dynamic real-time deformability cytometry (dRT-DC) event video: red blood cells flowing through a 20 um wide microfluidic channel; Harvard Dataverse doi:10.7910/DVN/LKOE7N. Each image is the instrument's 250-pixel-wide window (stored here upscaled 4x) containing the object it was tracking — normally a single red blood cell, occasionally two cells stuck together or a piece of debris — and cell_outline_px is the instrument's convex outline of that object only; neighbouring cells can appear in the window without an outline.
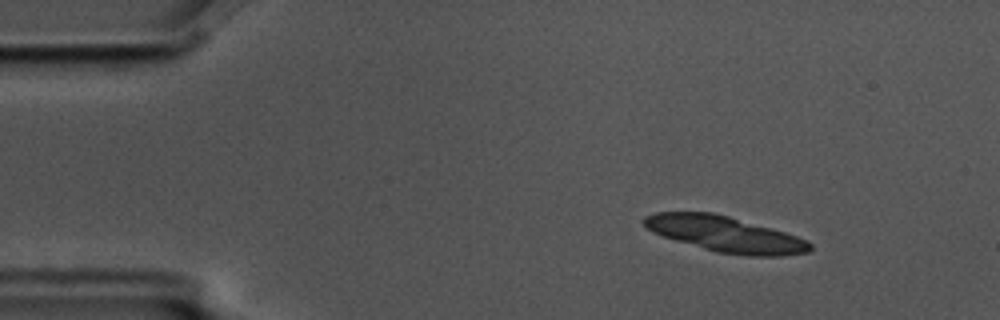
{"species": "common noctule bat (a hibernating species)", "species_latin": "Nyctalus noctula", "temperature_condition": "cold", "stored_images_in_passage": 5, "camera_frame_rate_fps": 3000, "um_per_image_px": 0.085, "animal": {"sex": "male", "body_mass_g": 17.5, "forearm_length_mm": 52.3}, "frame": {"image": 1, "passage_image": 1, "time_ms": 0.0, "image_size_px": [1000, 320], "cell_outline_px": [[812, 248], [808, 252], [780, 256], [748, 256], [716, 252], [676, 240], [652, 232], [644, 224], [644, 216], [656, 212], [712, 212], [728, 216], [772, 228], [808, 240], [812, 244]], "centroid_in_image_um": [61.66, 19.9], "position_along_channel_um": 23.3, "area_um2": 34.22}}
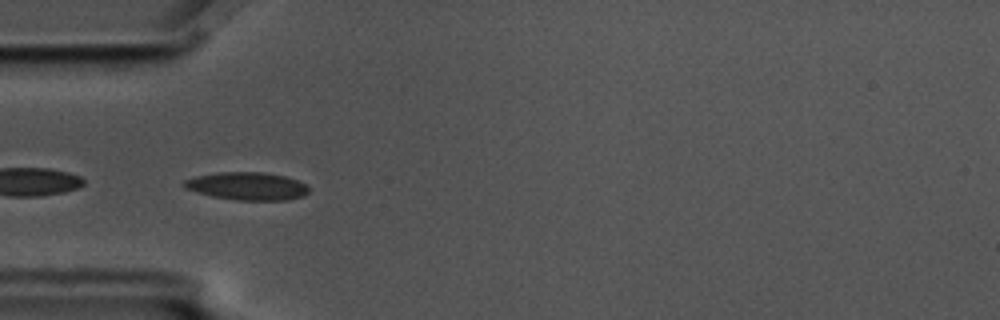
{"frame": {"image": 2, "passage_image": 4, "time_ms": 1.0, "image_size_px": [1000, 320], "cell_outline_px": [[308, 192], [304, 196], [288, 200], [236, 200], [212, 196], [184, 188], [184, 180], [196, 176], [216, 172], [264, 172], [284, 176], [308, 184]], "centroid_in_image_um": [21.03, 15.82], "position_along_channel_um": 64.0, "area_um2": 20.23}}